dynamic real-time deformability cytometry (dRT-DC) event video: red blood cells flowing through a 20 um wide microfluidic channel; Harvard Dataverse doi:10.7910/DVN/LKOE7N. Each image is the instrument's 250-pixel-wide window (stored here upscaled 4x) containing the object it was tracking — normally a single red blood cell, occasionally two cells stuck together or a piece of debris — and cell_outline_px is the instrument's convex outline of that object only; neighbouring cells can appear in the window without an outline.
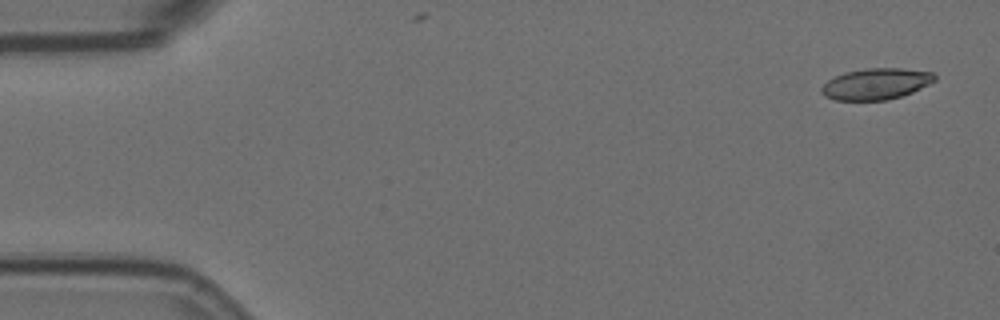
{"species": "Egyptian fruit bat (a non-hibernating species)", "species_latin": "Rousettus aegyptiacus", "temperature_condition": "room temperature", "stored_images_in_passage": 4, "camera_frame_rate_fps": 3000, "um_per_image_px": 0.085, "animal": {"sex": "female"}, "frame": {"image": 1, "passage_image": 1, "time_ms": 0.0, "image_size_px": [1000, 320], "cell_outline_px": [[936, 80], [912, 92], [888, 100], [836, 100], [824, 96], [820, 92], [820, 88], [828, 80], [844, 72], [868, 68], [900, 68], [932, 72], [936, 76]], "centroid_in_image_um": [74.44, 7.13], "position_along_channel_um": 10.6, "area_um2": 20.52}}